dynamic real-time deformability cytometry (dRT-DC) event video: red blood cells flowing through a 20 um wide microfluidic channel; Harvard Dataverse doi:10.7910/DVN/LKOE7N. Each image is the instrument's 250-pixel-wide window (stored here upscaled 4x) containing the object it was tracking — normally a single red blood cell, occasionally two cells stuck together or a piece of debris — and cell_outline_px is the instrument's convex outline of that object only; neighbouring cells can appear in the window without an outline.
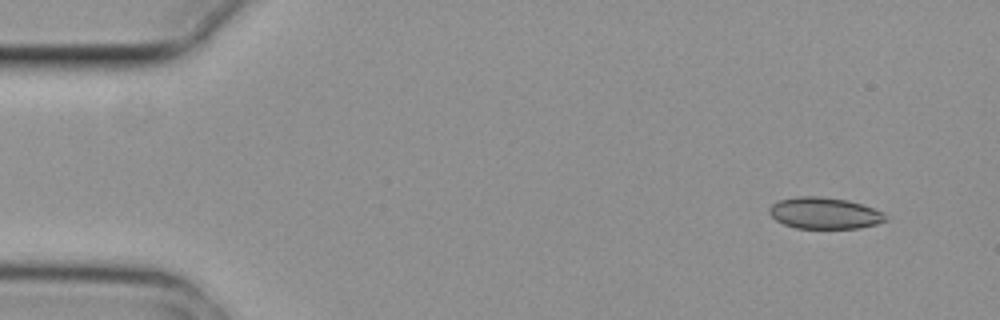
{"species": "common noctule bat (a hibernating species)", "species_latin": "Nyctalus noctula", "temperature_condition": "cold", "stored_images_in_passage": 4, "camera_frame_rate_fps": 3000, "um_per_image_px": 0.085, "animal": {"sex": "female", "body_mass_g": 29.2, "forearm_length_mm": 56.3}, "frame": {"image": 1, "passage_image": 1, "time_ms": 0.0, "image_size_px": [1000, 320], "cell_outline_px": [[888, 220], [876, 224], [860, 228], [796, 228], [784, 224], [776, 220], [768, 212], [768, 208], [772, 204], [780, 200], [796, 196], [820, 196], [848, 200], [884, 212]], "centroid_in_image_um": [70.07, 18.11], "position_along_channel_um": 14.9, "area_um2": 21.33}}
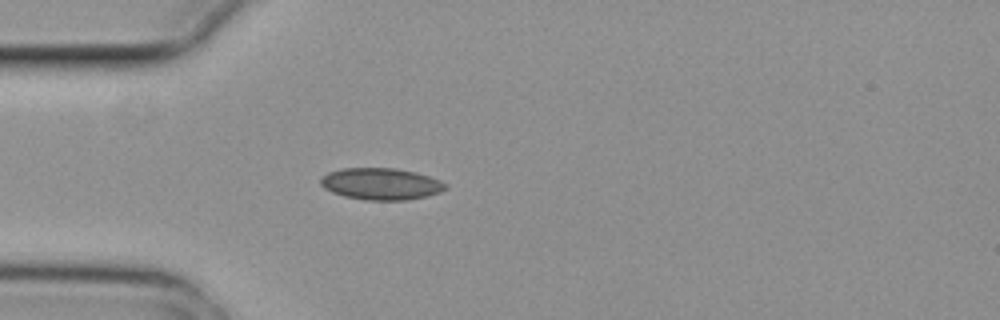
{"frame": {"image": 2, "passage_image": 4, "time_ms": 1.0, "image_size_px": [1000, 320], "cell_outline_px": [[448, 188], [440, 192], [428, 196], [408, 200], [364, 200], [344, 196], [332, 192], [324, 188], [320, 184], [320, 176], [328, 172], [344, 168], [396, 168], [416, 172], [440, 180], [448, 184]], "centroid_in_image_um": [32.39, 15.63], "position_along_channel_um": 52.6, "area_um2": 23.35}}